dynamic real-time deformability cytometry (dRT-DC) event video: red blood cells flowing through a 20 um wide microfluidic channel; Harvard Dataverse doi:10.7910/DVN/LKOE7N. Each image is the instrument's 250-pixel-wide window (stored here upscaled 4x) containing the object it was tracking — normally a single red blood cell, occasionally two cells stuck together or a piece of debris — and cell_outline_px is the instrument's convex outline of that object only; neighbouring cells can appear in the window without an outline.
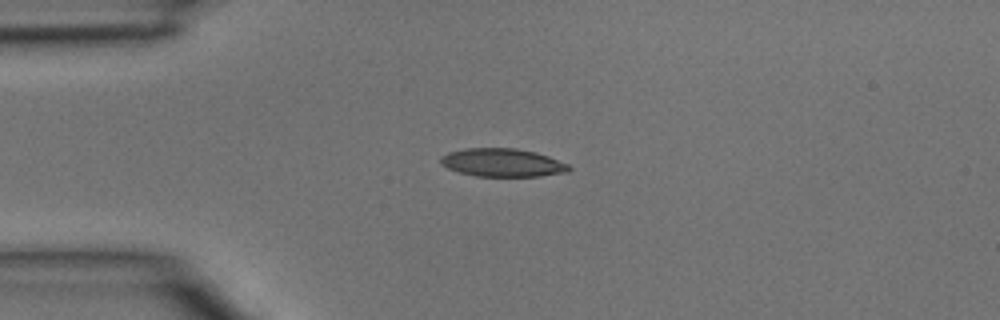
{"species": "common noctule bat (a hibernating species)", "species_latin": "Nyctalus noctula", "temperature_condition": "room temperature", "stored_images_in_passage": 3, "camera_frame_rate_fps": 3000, "um_per_image_px": 0.085, "animal": {"sex": "male", "body_mass_g": 15.6}, "frame": {"image": 1, "passage_image": 1, "time_ms": 0.0, "image_size_px": [1000, 320], "cell_outline_px": [[572, 168], [568, 172], [540, 176], [476, 176], [460, 172], [448, 168], [440, 164], [440, 156], [448, 152], [464, 148], [516, 148], [536, 152], [548, 156], [568, 164]], "centroid_in_image_um": [42.7, 13.82], "position_along_channel_um": 42.3, "area_um2": 21.15}}
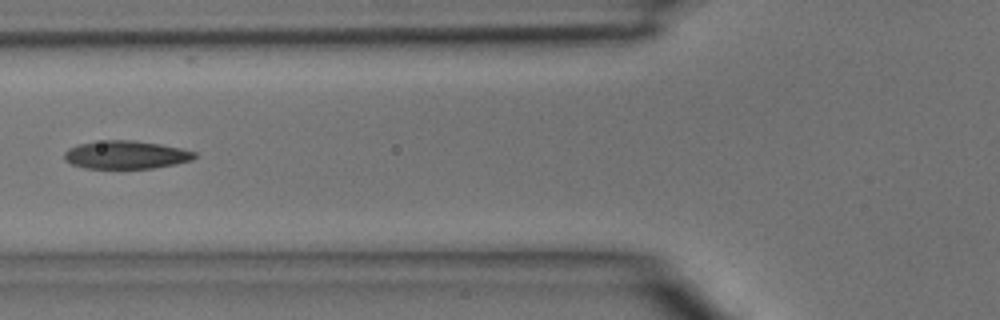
{"frame": {"image": 2, "passage_image": 3, "time_ms": 0.667, "image_size_px": [1000, 320], "cell_outline_px": [[196, 156], [192, 160], [176, 164], [152, 168], [84, 168], [72, 164], [64, 160], [64, 152], [68, 148], [76, 144], [104, 140], [136, 140], [160, 144], [180, 148], [196, 152]], "centroid_in_image_um": [10.68, 13.15], "position_along_channel_um": 115.1, "area_um2": 21.44}}